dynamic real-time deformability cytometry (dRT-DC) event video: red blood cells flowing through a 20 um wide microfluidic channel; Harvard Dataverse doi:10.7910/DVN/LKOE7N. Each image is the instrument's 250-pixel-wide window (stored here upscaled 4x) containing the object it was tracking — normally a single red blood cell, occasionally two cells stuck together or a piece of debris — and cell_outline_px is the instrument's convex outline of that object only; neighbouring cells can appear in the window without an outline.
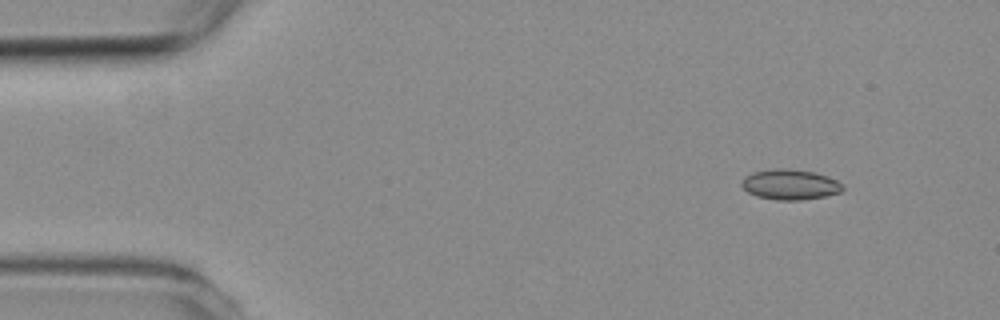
{"species": "common noctule bat (a hibernating species)", "species_latin": "Nyctalus noctula", "temperature_condition": "room temperature", "stored_images_in_passage": 4, "camera_frame_rate_fps": 3000, "um_per_image_px": 0.085, "animal": {"sex": "female", "body_mass_g": 19.3, "forearm_length_mm": 54.1}, "frame": {"image": 1, "passage_image": 2, "time_ms": 1.333, "image_size_px": [1000, 320], "cell_outline_px": [[844, 188], [840, 192], [824, 196], [800, 200], [776, 200], [756, 196], [748, 192], [740, 184], [744, 176], [752, 172], [772, 168], [792, 168], [816, 172], [828, 176], [836, 180]], "centroid_in_image_um": [67.12, 15.66], "position_along_channel_um": 17.9, "area_um2": 18.03}}
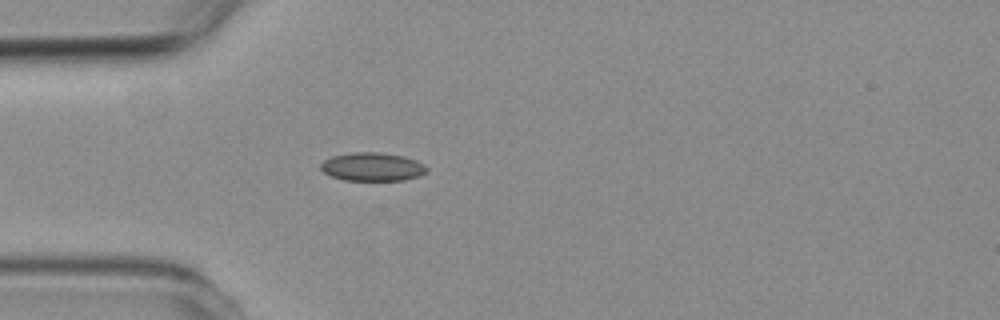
{"frame": {"image": 2, "passage_image": 4, "time_ms": 4.333, "image_size_px": [1000, 320], "cell_outline_px": [[428, 172], [420, 176], [404, 180], [344, 180], [332, 176], [324, 172], [320, 168], [320, 164], [324, 160], [332, 156], [352, 152], [380, 152], [404, 156], [416, 160], [424, 164], [428, 168]], "centroid_in_image_um": [31.68, 14.17], "position_along_channel_um": 53.3, "area_um2": 17.69}}